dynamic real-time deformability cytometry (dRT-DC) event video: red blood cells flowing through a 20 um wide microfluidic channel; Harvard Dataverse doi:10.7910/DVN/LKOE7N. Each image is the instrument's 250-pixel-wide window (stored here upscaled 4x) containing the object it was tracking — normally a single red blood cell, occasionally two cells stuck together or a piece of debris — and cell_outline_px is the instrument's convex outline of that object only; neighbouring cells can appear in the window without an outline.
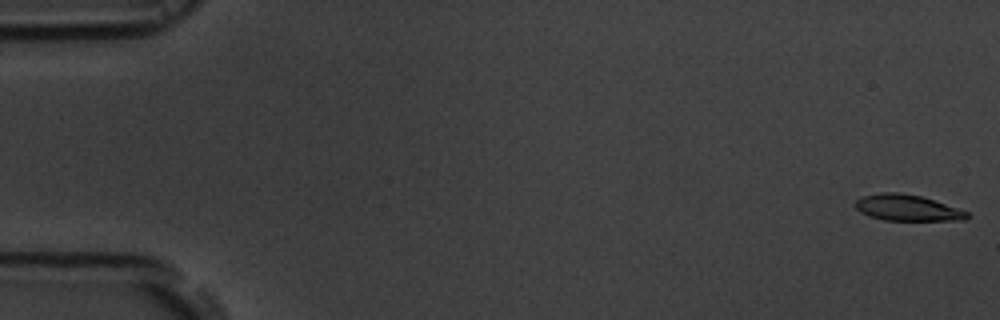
{"species": "common noctule bat (a hibernating species)", "species_latin": "Nyctalus noctula", "temperature_condition": "room temperature", "stored_images_in_passage": 55, "camera_frame_rate_fps": 3000, "um_per_image_px": 0.085, "animal": {"sex": "male", "body_mass_g": 19.5, "forearm_length_mm": 54.6}, "frame": {"image": 1, "passage_image": 1, "time_ms": 0.0, "image_size_px": [1000, 320], "cell_outline_px": [[972, 216], [964, 220], [884, 220], [868, 216], [860, 212], [856, 208], [856, 200], [860, 196], [884, 192], [900, 192], [920, 196], [968, 212]], "centroid_in_image_um": [77.09, 17.66], "position_along_channel_um": 7.9, "area_um2": 16.88}}
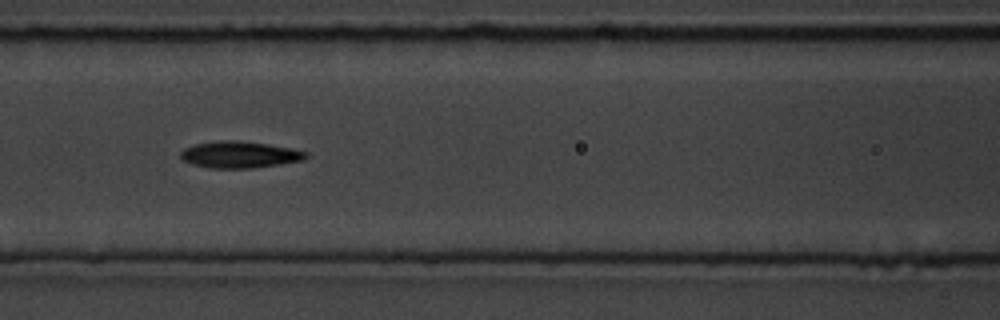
{"frame": {"image": 2, "passage_image": 24, "time_ms": 7.667, "image_size_px": [1000, 320], "cell_outline_px": [[308, 156], [304, 160], [280, 164], [252, 168], [208, 168], [192, 164], [184, 160], [180, 156], [180, 152], [184, 148], [196, 144], [220, 140], [236, 140], [268, 144], [292, 148], [308, 152]], "centroid_in_image_um": [20.38, 13.14], "position_along_channel_um": 146.2, "area_um2": 19.48}}
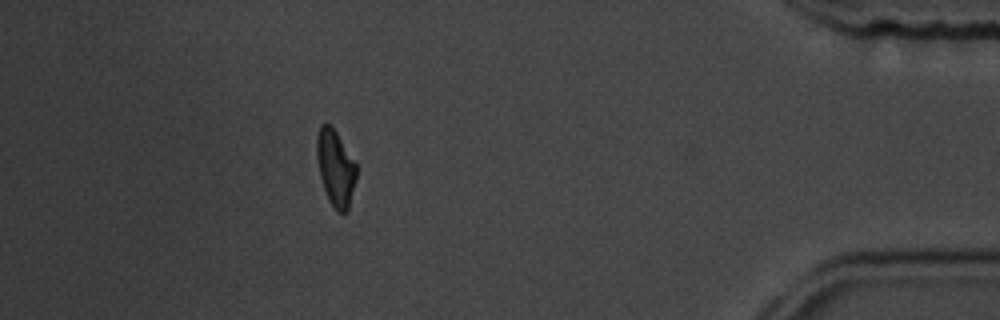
{"frame": {"image": 3, "passage_image": 49, "time_ms": 16.0, "image_size_px": [1000, 320], "cell_outline_px": [[356, 180], [348, 212], [336, 212], [328, 200], [320, 176], [316, 156], [316, 136], [320, 124], [328, 124], [336, 132], [356, 164]], "centroid_in_image_um": [28.51, 14.31], "position_along_channel_um": 406.7, "area_um2": 17.57}, "authors_computed_cell_mechanics": {"area_um2": 18.2648, "velocity_mm_per_s": 3.7346, "shape_relaxation_time_tau1_ms": 3.7245, "shape_relaxation_time_tau2_ms": 6.9078, "deformation_change_tau1": 0.1375, "deformation_change_tau2": 0.1626}}